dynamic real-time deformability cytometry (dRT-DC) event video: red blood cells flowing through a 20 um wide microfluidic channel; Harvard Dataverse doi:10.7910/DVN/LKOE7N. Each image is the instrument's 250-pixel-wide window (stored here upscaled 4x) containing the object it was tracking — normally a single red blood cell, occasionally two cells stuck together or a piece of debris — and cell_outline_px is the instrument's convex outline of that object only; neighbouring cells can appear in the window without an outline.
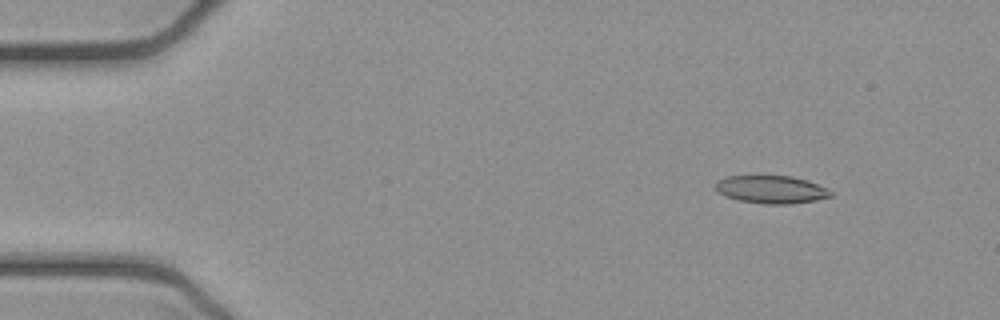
{"species": "common noctule bat (a hibernating species)", "species_latin": "Nyctalus noctula", "temperature_condition": "cold", "stored_images_in_passage": 52, "camera_frame_rate_fps": 3000, "um_per_image_px": 0.085, "animal": {"sex": "female", "body_mass_g": 21.9}, "frame": {"image": 1, "passage_image": 6, "time_ms": 1.667, "image_size_px": [1000, 320], "cell_outline_px": [[832, 196], [816, 200], [788, 204], [764, 204], [736, 200], [724, 196], [716, 188], [716, 180], [724, 176], [756, 172], [792, 176], [808, 180], [828, 188], [832, 192]], "centroid_in_image_um": [65.5, 16.04], "position_along_channel_um": 19.5, "area_um2": 19.83}}
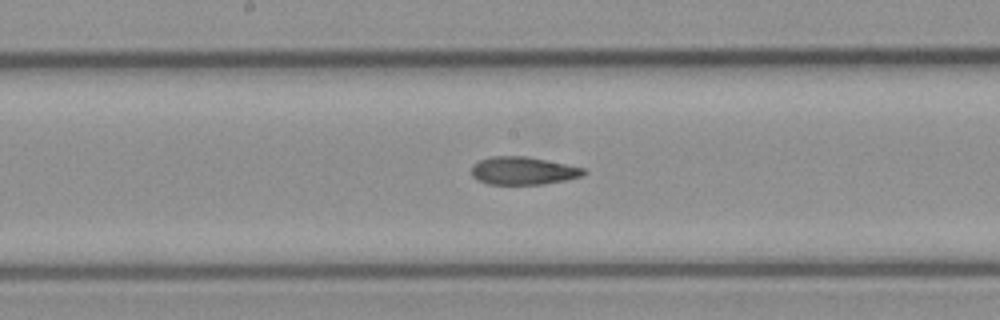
{"frame": {"image": 2, "passage_image": 27, "time_ms": 8.667, "image_size_px": [1000, 320], "cell_outline_px": [[588, 172], [584, 176], [568, 180], [544, 184], [488, 184], [476, 180], [472, 176], [472, 164], [480, 160], [492, 156], [524, 156], [584, 168]], "centroid_in_image_um": [44.47, 14.53], "position_along_channel_um": 203.7, "area_um2": 18.26}}
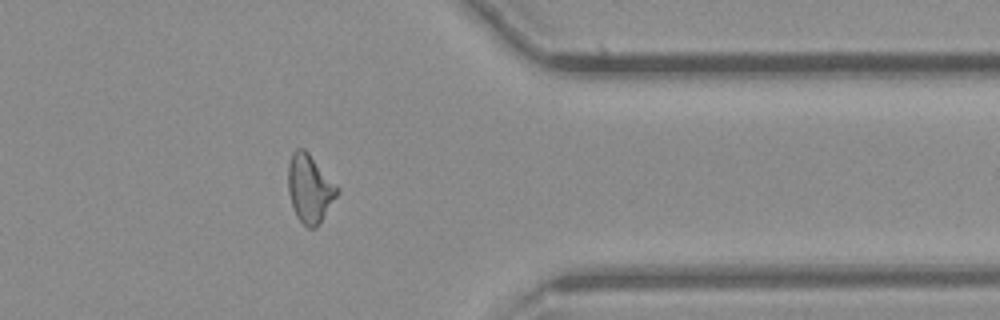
{"frame": {"image": 3, "passage_image": 42, "time_ms": 13.667, "image_size_px": [1000, 320], "cell_outline_px": [[340, 192], [320, 224], [316, 228], [308, 228], [296, 216], [288, 192], [288, 164], [292, 152], [296, 148], [304, 148], [308, 152], [340, 188]], "centroid_in_image_um": [26.35, 16.03], "position_along_channel_um": 385.1, "area_um2": 19.71}, "authors_computed_cell_mechanics": {"area_um2": 19.1607, "velocity_mm_per_s": 3.9081, "shape_relaxation_time_tau1_ms": null, "shape_relaxation_time_tau2_ms": 1.7872, "deformation_change_tau1": null, "deformation_change_tau2": 0.0863}}